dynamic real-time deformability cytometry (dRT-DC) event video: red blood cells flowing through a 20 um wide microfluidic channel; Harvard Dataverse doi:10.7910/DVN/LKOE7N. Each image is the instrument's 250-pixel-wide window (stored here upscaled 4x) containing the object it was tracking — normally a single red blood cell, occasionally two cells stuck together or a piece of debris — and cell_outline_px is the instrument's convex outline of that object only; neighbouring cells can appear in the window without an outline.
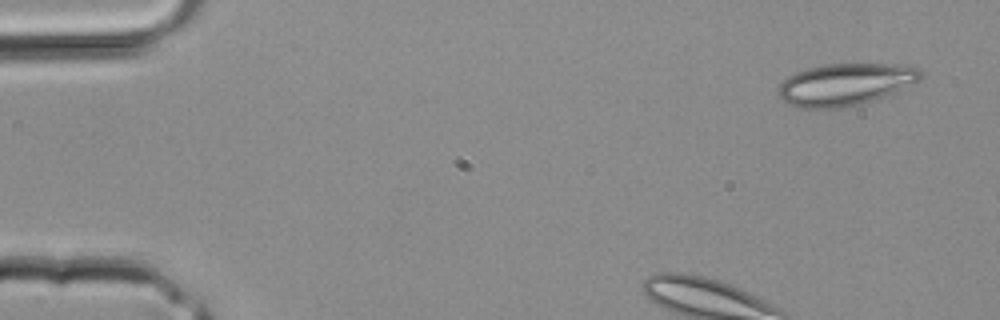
{"species": "common noctule bat (a hibernating species)", "species_latin": "Nyctalus noctula", "temperature_condition": "room temperature", "stored_images_in_passage": 3, "camera_frame_rate_fps": 3000, "um_per_image_px": 0.085, "animal": {"sex": "male", "body_mass_g": 20.4}, "frame": {"image": 1, "passage_image": 1, "time_ms": 0.0, "image_size_px": [1000, 320], "cell_outline_px": [[924, 76], [920, 80], [884, 96], [860, 104], [840, 108], [800, 108], [788, 104], [776, 92], [780, 84], [788, 76], [796, 72], [808, 68], [824, 64], [888, 64], [920, 68], [924, 72]], "centroid_in_image_um": [71.83, 7.17], "position_along_channel_um": 13.2, "area_um2": 34.68}}